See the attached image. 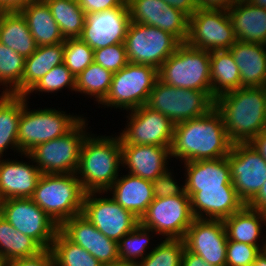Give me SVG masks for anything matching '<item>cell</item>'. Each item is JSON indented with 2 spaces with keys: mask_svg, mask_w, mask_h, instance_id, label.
<instances>
[{
  "mask_svg": "<svg viewBox=\"0 0 266 266\" xmlns=\"http://www.w3.org/2000/svg\"><path fill=\"white\" fill-rule=\"evenodd\" d=\"M233 143L222 115L213 107L205 115L174 125L171 158L189 162L227 157Z\"/></svg>",
  "mask_w": 266,
  "mask_h": 266,
  "instance_id": "1",
  "label": "cell"
},
{
  "mask_svg": "<svg viewBox=\"0 0 266 266\" xmlns=\"http://www.w3.org/2000/svg\"><path fill=\"white\" fill-rule=\"evenodd\" d=\"M214 107L222 115L233 144L249 143L266 129V86L223 93L214 100Z\"/></svg>",
  "mask_w": 266,
  "mask_h": 266,
  "instance_id": "2",
  "label": "cell"
},
{
  "mask_svg": "<svg viewBox=\"0 0 266 266\" xmlns=\"http://www.w3.org/2000/svg\"><path fill=\"white\" fill-rule=\"evenodd\" d=\"M90 134L82 143L76 175L85 193H105L120 176L121 139L119 135Z\"/></svg>",
  "mask_w": 266,
  "mask_h": 266,
  "instance_id": "3",
  "label": "cell"
},
{
  "mask_svg": "<svg viewBox=\"0 0 266 266\" xmlns=\"http://www.w3.org/2000/svg\"><path fill=\"white\" fill-rule=\"evenodd\" d=\"M84 195L76 174H42L31 199L60 226L82 213Z\"/></svg>",
  "mask_w": 266,
  "mask_h": 266,
  "instance_id": "4",
  "label": "cell"
},
{
  "mask_svg": "<svg viewBox=\"0 0 266 266\" xmlns=\"http://www.w3.org/2000/svg\"><path fill=\"white\" fill-rule=\"evenodd\" d=\"M27 102L29 103L25 96L17 134L20 154H27L41 143L64 136L84 118L55 108H39L30 111Z\"/></svg>",
  "mask_w": 266,
  "mask_h": 266,
  "instance_id": "5",
  "label": "cell"
},
{
  "mask_svg": "<svg viewBox=\"0 0 266 266\" xmlns=\"http://www.w3.org/2000/svg\"><path fill=\"white\" fill-rule=\"evenodd\" d=\"M210 51L181 43L158 69V79L170 86L211 91Z\"/></svg>",
  "mask_w": 266,
  "mask_h": 266,
  "instance_id": "6",
  "label": "cell"
},
{
  "mask_svg": "<svg viewBox=\"0 0 266 266\" xmlns=\"http://www.w3.org/2000/svg\"><path fill=\"white\" fill-rule=\"evenodd\" d=\"M214 100L212 91L178 88L157 79L146 106L176 125L205 115L214 107Z\"/></svg>",
  "mask_w": 266,
  "mask_h": 266,
  "instance_id": "7",
  "label": "cell"
},
{
  "mask_svg": "<svg viewBox=\"0 0 266 266\" xmlns=\"http://www.w3.org/2000/svg\"><path fill=\"white\" fill-rule=\"evenodd\" d=\"M157 79L155 67L129 62L113 73L109 93L100 104L126 111L146 105Z\"/></svg>",
  "mask_w": 266,
  "mask_h": 266,
  "instance_id": "8",
  "label": "cell"
},
{
  "mask_svg": "<svg viewBox=\"0 0 266 266\" xmlns=\"http://www.w3.org/2000/svg\"><path fill=\"white\" fill-rule=\"evenodd\" d=\"M86 121L84 117L64 136L41 143L27 153L42 174H76L81 146L89 134Z\"/></svg>",
  "mask_w": 266,
  "mask_h": 266,
  "instance_id": "9",
  "label": "cell"
},
{
  "mask_svg": "<svg viewBox=\"0 0 266 266\" xmlns=\"http://www.w3.org/2000/svg\"><path fill=\"white\" fill-rule=\"evenodd\" d=\"M124 44L130 63L159 69L181 42L167 31L131 21Z\"/></svg>",
  "mask_w": 266,
  "mask_h": 266,
  "instance_id": "10",
  "label": "cell"
},
{
  "mask_svg": "<svg viewBox=\"0 0 266 266\" xmlns=\"http://www.w3.org/2000/svg\"><path fill=\"white\" fill-rule=\"evenodd\" d=\"M237 41L227 9L198 8L189 18L186 43L207 51L229 50Z\"/></svg>",
  "mask_w": 266,
  "mask_h": 266,
  "instance_id": "11",
  "label": "cell"
},
{
  "mask_svg": "<svg viewBox=\"0 0 266 266\" xmlns=\"http://www.w3.org/2000/svg\"><path fill=\"white\" fill-rule=\"evenodd\" d=\"M193 219L190 197L184 193L154 198L140 224L165 239H183Z\"/></svg>",
  "mask_w": 266,
  "mask_h": 266,
  "instance_id": "12",
  "label": "cell"
},
{
  "mask_svg": "<svg viewBox=\"0 0 266 266\" xmlns=\"http://www.w3.org/2000/svg\"><path fill=\"white\" fill-rule=\"evenodd\" d=\"M0 214L18 231L30 236L43 249H50L59 226L31 198L0 202Z\"/></svg>",
  "mask_w": 266,
  "mask_h": 266,
  "instance_id": "13",
  "label": "cell"
},
{
  "mask_svg": "<svg viewBox=\"0 0 266 266\" xmlns=\"http://www.w3.org/2000/svg\"><path fill=\"white\" fill-rule=\"evenodd\" d=\"M99 194L103 192L85 193L82 214L106 237L119 242L140 224V219L110 196Z\"/></svg>",
  "mask_w": 266,
  "mask_h": 266,
  "instance_id": "14",
  "label": "cell"
},
{
  "mask_svg": "<svg viewBox=\"0 0 266 266\" xmlns=\"http://www.w3.org/2000/svg\"><path fill=\"white\" fill-rule=\"evenodd\" d=\"M226 158L232 184L247 205L266 181V161L250 143H234Z\"/></svg>",
  "mask_w": 266,
  "mask_h": 266,
  "instance_id": "15",
  "label": "cell"
},
{
  "mask_svg": "<svg viewBox=\"0 0 266 266\" xmlns=\"http://www.w3.org/2000/svg\"><path fill=\"white\" fill-rule=\"evenodd\" d=\"M127 125L119 132L121 144L171 147L174 124L146 105L128 111Z\"/></svg>",
  "mask_w": 266,
  "mask_h": 266,
  "instance_id": "16",
  "label": "cell"
},
{
  "mask_svg": "<svg viewBox=\"0 0 266 266\" xmlns=\"http://www.w3.org/2000/svg\"><path fill=\"white\" fill-rule=\"evenodd\" d=\"M185 249L212 266H226L227 234L223 220L194 218L183 238Z\"/></svg>",
  "mask_w": 266,
  "mask_h": 266,
  "instance_id": "17",
  "label": "cell"
},
{
  "mask_svg": "<svg viewBox=\"0 0 266 266\" xmlns=\"http://www.w3.org/2000/svg\"><path fill=\"white\" fill-rule=\"evenodd\" d=\"M130 23L128 7L86 14L80 38L93 50L124 43Z\"/></svg>",
  "mask_w": 266,
  "mask_h": 266,
  "instance_id": "18",
  "label": "cell"
},
{
  "mask_svg": "<svg viewBox=\"0 0 266 266\" xmlns=\"http://www.w3.org/2000/svg\"><path fill=\"white\" fill-rule=\"evenodd\" d=\"M59 231L81 246L104 266L119 262L118 242L106 237L82 213L64 221Z\"/></svg>",
  "mask_w": 266,
  "mask_h": 266,
  "instance_id": "19",
  "label": "cell"
},
{
  "mask_svg": "<svg viewBox=\"0 0 266 266\" xmlns=\"http://www.w3.org/2000/svg\"><path fill=\"white\" fill-rule=\"evenodd\" d=\"M132 22L155 26L186 43L189 34V17L162 0H127Z\"/></svg>",
  "mask_w": 266,
  "mask_h": 266,
  "instance_id": "20",
  "label": "cell"
},
{
  "mask_svg": "<svg viewBox=\"0 0 266 266\" xmlns=\"http://www.w3.org/2000/svg\"><path fill=\"white\" fill-rule=\"evenodd\" d=\"M31 163L0 158V201L9 198H31L42 175L28 154H21ZM34 163V164H33Z\"/></svg>",
  "mask_w": 266,
  "mask_h": 266,
  "instance_id": "21",
  "label": "cell"
},
{
  "mask_svg": "<svg viewBox=\"0 0 266 266\" xmlns=\"http://www.w3.org/2000/svg\"><path fill=\"white\" fill-rule=\"evenodd\" d=\"M121 149L122 167L134 176L153 181L169 170L170 147L121 144Z\"/></svg>",
  "mask_w": 266,
  "mask_h": 266,
  "instance_id": "22",
  "label": "cell"
},
{
  "mask_svg": "<svg viewBox=\"0 0 266 266\" xmlns=\"http://www.w3.org/2000/svg\"><path fill=\"white\" fill-rule=\"evenodd\" d=\"M190 203L194 218L212 220H224L245 206L235 188H201Z\"/></svg>",
  "mask_w": 266,
  "mask_h": 266,
  "instance_id": "23",
  "label": "cell"
},
{
  "mask_svg": "<svg viewBox=\"0 0 266 266\" xmlns=\"http://www.w3.org/2000/svg\"><path fill=\"white\" fill-rule=\"evenodd\" d=\"M185 193L191 198L201 188H234L226 157L184 162Z\"/></svg>",
  "mask_w": 266,
  "mask_h": 266,
  "instance_id": "24",
  "label": "cell"
},
{
  "mask_svg": "<svg viewBox=\"0 0 266 266\" xmlns=\"http://www.w3.org/2000/svg\"><path fill=\"white\" fill-rule=\"evenodd\" d=\"M124 209L131 211L136 217H141L154 199L152 181L134 176L130 173L121 175L105 192Z\"/></svg>",
  "mask_w": 266,
  "mask_h": 266,
  "instance_id": "25",
  "label": "cell"
},
{
  "mask_svg": "<svg viewBox=\"0 0 266 266\" xmlns=\"http://www.w3.org/2000/svg\"><path fill=\"white\" fill-rule=\"evenodd\" d=\"M240 73L242 87L266 86V47L237 40L229 49Z\"/></svg>",
  "mask_w": 266,
  "mask_h": 266,
  "instance_id": "26",
  "label": "cell"
},
{
  "mask_svg": "<svg viewBox=\"0 0 266 266\" xmlns=\"http://www.w3.org/2000/svg\"><path fill=\"white\" fill-rule=\"evenodd\" d=\"M237 40L265 44L266 9L248 0L237 1L227 9Z\"/></svg>",
  "mask_w": 266,
  "mask_h": 266,
  "instance_id": "27",
  "label": "cell"
},
{
  "mask_svg": "<svg viewBox=\"0 0 266 266\" xmlns=\"http://www.w3.org/2000/svg\"><path fill=\"white\" fill-rule=\"evenodd\" d=\"M228 241H235L257 246L261 251L266 249V239L262 245L258 240L262 235V226H266V215L245 205L240 211L223 220Z\"/></svg>",
  "mask_w": 266,
  "mask_h": 266,
  "instance_id": "28",
  "label": "cell"
},
{
  "mask_svg": "<svg viewBox=\"0 0 266 266\" xmlns=\"http://www.w3.org/2000/svg\"><path fill=\"white\" fill-rule=\"evenodd\" d=\"M0 43L24 58L31 56L38 48L20 11H0Z\"/></svg>",
  "mask_w": 266,
  "mask_h": 266,
  "instance_id": "29",
  "label": "cell"
},
{
  "mask_svg": "<svg viewBox=\"0 0 266 266\" xmlns=\"http://www.w3.org/2000/svg\"><path fill=\"white\" fill-rule=\"evenodd\" d=\"M20 12L25 17L30 33L38 46H46L65 41L59 25L44 0H37L24 6Z\"/></svg>",
  "mask_w": 266,
  "mask_h": 266,
  "instance_id": "30",
  "label": "cell"
},
{
  "mask_svg": "<svg viewBox=\"0 0 266 266\" xmlns=\"http://www.w3.org/2000/svg\"><path fill=\"white\" fill-rule=\"evenodd\" d=\"M64 42L38 46L37 50L25 58L21 81V95H26L55 66L63 63Z\"/></svg>",
  "mask_w": 266,
  "mask_h": 266,
  "instance_id": "31",
  "label": "cell"
},
{
  "mask_svg": "<svg viewBox=\"0 0 266 266\" xmlns=\"http://www.w3.org/2000/svg\"><path fill=\"white\" fill-rule=\"evenodd\" d=\"M25 105V95H0V158L9 149L19 152L18 124Z\"/></svg>",
  "mask_w": 266,
  "mask_h": 266,
  "instance_id": "32",
  "label": "cell"
},
{
  "mask_svg": "<svg viewBox=\"0 0 266 266\" xmlns=\"http://www.w3.org/2000/svg\"><path fill=\"white\" fill-rule=\"evenodd\" d=\"M210 79L212 97L242 88L240 73L229 50L210 51Z\"/></svg>",
  "mask_w": 266,
  "mask_h": 266,
  "instance_id": "33",
  "label": "cell"
},
{
  "mask_svg": "<svg viewBox=\"0 0 266 266\" xmlns=\"http://www.w3.org/2000/svg\"><path fill=\"white\" fill-rule=\"evenodd\" d=\"M42 250L34 239L18 231L0 214V257L5 264L37 255Z\"/></svg>",
  "mask_w": 266,
  "mask_h": 266,
  "instance_id": "34",
  "label": "cell"
},
{
  "mask_svg": "<svg viewBox=\"0 0 266 266\" xmlns=\"http://www.w3.org/2000/svg\"><path fill=\"white\" fill-rule=\"evenodd\" d=\"M49 6L52 16L59 25L64 39L80 38L86 13L78 0H44Z\"/></svg>",
  "mask_w": 266,
  "mask_h": 266,
  "instance_id": "35",
  "label": "cell"
},
{
  "mask_svg": "<svg viewBox=\"0 0 266 266\" xmlns=\"http://www.w3.org/2000/svg\"><path fill=\"white\" fill-rule=\"evenodd\" d=\"M112 77L111 71L93 61L76 77L75 93L89 95L99 105L109 93Z\"/></svg>",
  "mask_w": 266,
  "mask_h": 266,
  "instance_id": "36",
  "label": "cell"
},
{
  "mask_svg": "<svg viewBox=\"0 0 266 266\" xmlns=\"http://www.w3.org/2000/svg\"><path fill=\"white\" fill-rule=\"evenodd\" d=\"M55 266H104L81 246L57 232L50 247Z\"/></svg>",
  "mask_w": 266,
  "mask_h": 266,
  "instance_id": "37",
  "label": "cell"
},
{
  "mask_svg": "<svg viewBox=\"0 0 266 266\" xmlns=\"http://www.w3.org/2000/svg\"><path fill=\"white\" fill-rule=\"evenodd\" d=\"M25 58L0 43V86L2 93L21 95Z\"/></svg>",
  "mask_w": 266,
  "mask_h": 266,
  "instance_id": "38",
  "label": "cell"
},
{
  "mask_svg": "<svg viewBox=\"0 0 266 266\" xmlns=\"http://www.w3.org/2000/svg\"><path fill=\"white\" fill-rule=\"evenodd\" d=\"M152 234L156 233L139 224L133 231L124 235L118 242L119 260L132 263L143 260L150 253L146 251L149 249L151 238L154 237Z\"/></svg>",
  "mask_w": 266,
  "mask_h": 266,
  "instance_id": "39",
  "label": "cell"
},
{
  "mask_svg": "<svg viewBox=\"0 0 266 266\" xmlns=\"http://www.w3.org/2000/svg\"><path fill=\"white\" fill-rule=\"evenodd\" d=\"M156 245L139 266H181L185 250L183 239H165Z\"/></svg>",
  "mask_w": 266,
  "mask_h": 266,
  "instance_id": "40",
  "label": "cell"
},
{
  "mask_svg": "<svg viewBox=\"0 0 266 266\" xmlns=\"http://www.w3.org/2000/svg\"><path fill=\"white\" fill-rule=\"evenodd\" d=\"M94 61V50L81 38L65 39L63 63L75 77Z\"/></svg>",
  "mask_w": 266,
  "mask_h": 266,
  "instance_id": "41",
  "label": "cell"
},
{
  "mask_svg": "<svg viewBox=\"0 0 266 266\" xmlns=\"http://www.w3.org/2000/svg\"><path fill=\"white\" fill-rule=\"evenodd\" d=\"M66 87L69 90L71 89V91H75L76 77L66 67V65L62 63L46 73L25 96L29 100L30 93H57L64 88L66 90Z\"/></svg>",
  "mask_w": 266,
  "mask_h": 266,
  "instance_id": "42",
  "label": "cell"
},
{
  "mask_svg": "<svg viewBox=\"0 0 266 266\" xmlns=\"http://www.w3.org/2000/svg\"><path fill=\"white\" fill-rule=\"evenodd\" d=\"M94 62L112 73L118 72L129 63L125 44L119 43L94 50Z\"/></svg>",
  "mask_w": 266,
  "mask_h": 266,
  "instance_id": "43",
  "label": "cell"
},
{
  "mask_svg": "<svg viewBox=\"0 0 266 266\" xmlns=\"http://www.w3.org/2000/svg\"><path fill=\"white\" fill-rule=\"evenodd\" d=\"M260 252L261 250L255 245L228 241L226 266H252Z\"/></svg>",
  "mask_w": 266,
  "mask_h": 266,
  "instance_id": "44",
  "label": "cell"
},
{
  "mask_svg": "<svg viewBox=\"0 0 266 266\" xmlns=\"http://www.w3.org/2000/svg\"><path fill=\"white\" fill-rule=\"evenodd\" d=\"M172 174L171 169H169L152 181L154 198L171 197L183 195L185 193L184 184L181 186L178 185V183L174 180V175Z\"/></svg>",
  "mask_w": 266,
  "mask_h": 266,
  "instance_id": "45",
  "label": "cell"
},
{
  "mask_svg": "<svg viewBox=\"0 0 266 266\" xmlns=\"http://www.w3.org/2000/svg\"><path fill=\"white\" fill-rule=\"evenodd\" d=\"M5 266H55L50 249H43L37 255L11 260Z\"/></svg>",
  "mask_w": 266,
  "mask_h": 266,
  "instance_id": "46",
  "label": "cell"
},
{
  "mask_svg": "<svg viewBox=\"0 0 266 266\" xmlns=\"http://www.w3.org/2000/svg\"><path fill=\"white\" fill-rule=\"evenodd\" d=\"M86 14L110 10L116 7H128L127 0H78Z\"/></svg>",
  "mask_w": 266,
  "mask_h": 266,
  "instance_id": "47",
  "label": "cell"
},
{
  "mask_svg": "<svg viewBox=\"0 0 266 266\" xmlns=\"http://www.w3.org/2000/svg\"><path fill=\"white\" fill-rule=\"evenodd\" d=\"M167 5L174 7L186 14L189 18L199 8L196 0H162Z\"/></svg>",
  "mask_w": 266,
  "mask_h": 266,
  "instance_id": "48",
  "label": "cell"
},
{
  "mask_svg": "<svg viewBox=\"0 0 266 266\" xmlns=\"http://www.w3.org/2000/svg\"><path fill=\"white\" fill-rule=\"evenodd\" d=\"M247 206L266 215V181L262 185L257 195L247 204Z\"/></svg>",
  "mask_w": 266,
  "mask_h": 266,
  "instance_id": "49",
  "label": "cell"
},
{
  "mask_svg": "<svg viewBox=\"0 0 266 266\" xmlns=\"http://www.w3.org/2000/svg\"><path fill=\"white\" fill-rule=\"evenodd\" d=\"M240 0H196L199 8L229 9Z\"/></svg>",
  "mask_w": 266,
  "mask_h": 266,
  "instance_id": "50",
  "label": "cell"
},
{
  "mask_svg": "<svg viewBox=\"0 0 266 266\" xmlns=\"http://www.w3.org/2000/svg\"><path fill=\"white\" fill-rule=\"evenodd\" d=\"M181 266H212L208 262H205L199 255L194 254L188 250H184L182 256Z\"/></svg>",
  "mask_w": 266,
  "mask_h": 266,
  "instance_id": "51",
  "label": "cell"
},
{
  "mask_svg": "<svg viewBox=\"0 0 266 266\" xmlns=\"http://www.w3.org/2000/svg\"><path fill=\"white\" fill-rule=\"evenodd\" d=\"M34 1L37 0H0V11H20Z\"/></svg>",
  "mask_w": 266,
  "mask_h": 266,
  "instance_id": "52",
  "label": "cell"
},
{
  "mask_svg": "<svg viewBox=\"0 0 266 266\" xmlns=\"http://www.w3.org/2000/svg\"><path fill=\"white\" fill-rule=\"evenodd\" d=\"M266 161V129L249 142Z\"/></svg>",
  "mask_w": 266,
  "mask_h": 266,
  "instance_id": "53",
  "label": "cell"
},
{
  "mask_svg": "<svg viewBox=\"0 0 266 266\" xmlns=\"http://www.w3.org/2000/svg\"><path fill=\"white\" fill-rule=\"evenodd\" d=\"M252 266H266V249L262 250L256 257Z\"/></svg>",
  "mask_w": 266,
  "mask_h": 266,
  "instance_id": "54",
  "label": "cell"
},
{
  "mask_svg": "<svg viewBox=\"0 0 266 266\" xmlns=\"http://www.w3.org/2000/svg\"><path fill=\"white\" fill-rule=\"evenodd\" d=\"M109 266H139L138 263H132V262H117V263H114L112 265H109Z\"/></svg>",
  "mask_w": 266,
  "mask_h": 266,
  "instance_id": "55",
  "label": "cell"
},
{
  "mask_svg": "<svg viewBox=\"0 0 266 266\" xmlns=\"http://www.w3.org/2000/svg\"><path fill=\"white\" fill-rule=\"evenodd\" d=\"M0 266H5V263L3 262V260L0 257Z\"/></svg>",
  "mask_w": 266,
  "mask_h": 266,
  "instance_id": "56",
  "label": "cell"
}]
</instances>
